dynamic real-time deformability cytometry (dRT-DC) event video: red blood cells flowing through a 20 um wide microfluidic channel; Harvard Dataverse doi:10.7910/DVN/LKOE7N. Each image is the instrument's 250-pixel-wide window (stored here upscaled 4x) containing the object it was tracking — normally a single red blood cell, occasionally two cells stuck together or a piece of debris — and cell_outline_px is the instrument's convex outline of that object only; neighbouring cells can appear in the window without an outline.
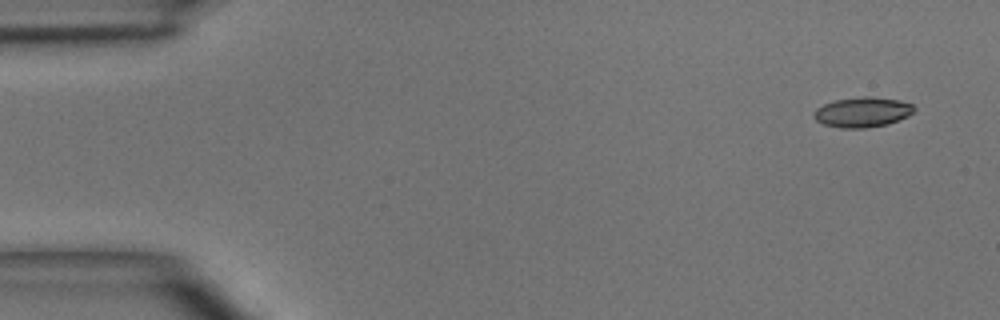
{"species": "common noctule bat (a hibernating species)", "species_latin": "Nyctalus noctula", "temperature_condition": "room temperature", "stored_images_in_passage": 4, "camera_frame_rate_fps": 3000, "um_per_image_px": 0.085, "animal": {"sex": "male", "body_mass_g": 15.6}, "frame": {"image": 1, "passage_image": 1, "time_ms": 0.0, "image_size_px": [1000, 320], "cell_outline_px": [[916, 108], [908, 116], [888, 124], [864, 128], [840, 128], [824, 124], [816, 120], [812, 116], [812, 112], [816, 108], [824, 104], [836, 100], [864, 96], [868, 96], [900, 100], [912, 104]], "centroid_in_image_um": [73.29, 9.53], "position_along_channel_um": 11.7, "area_um2": 17.57}}
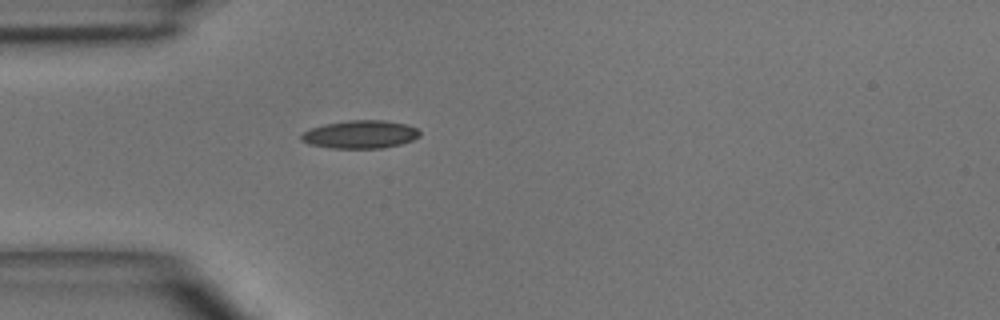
{"frame": {"image": 2, "passage_image": 4, "time_ms": 3.667, "image_size_px": [1000, 320], "cell_outline_px": [[420, 136], [412, 140], [400, 144], [380, 148], [332, 148], [308, 144], [300, 140], [300, 136], [308, 128], [324, 124], [348, 120], [380, 120], [404, 124], [416, 128], [420, 132]], "centroid_in_image_um": [30.57, 11.42], "position_along_channel_um": 54.4, "area_um2": 19.31}}